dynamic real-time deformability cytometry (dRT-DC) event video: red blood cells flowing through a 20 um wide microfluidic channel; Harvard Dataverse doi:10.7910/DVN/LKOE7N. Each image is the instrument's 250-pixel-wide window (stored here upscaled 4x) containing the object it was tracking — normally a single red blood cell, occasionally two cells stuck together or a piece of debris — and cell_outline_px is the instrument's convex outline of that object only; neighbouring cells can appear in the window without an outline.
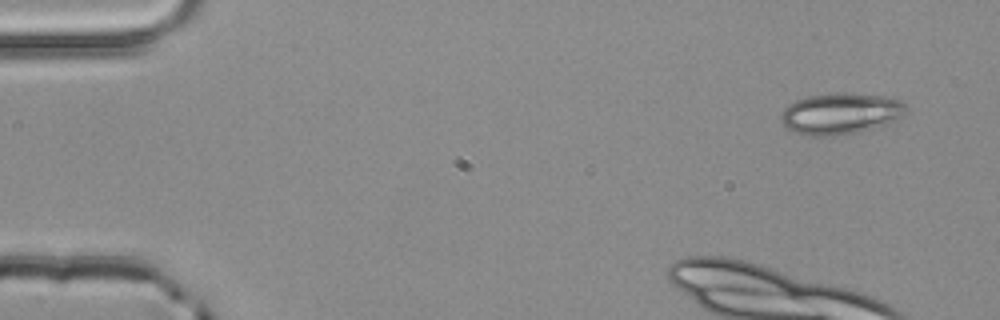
{"species": "common noctule bat (a hibernating species)", "species_latin": "Nyctalus noctula", "temperature_condition": "room temperature", "stored_images_in_passage": 4, "camera_frame_rate_fps": 3000, "um_per_image_px": 0.085, "animal": {"sex": "male", "body_mass_g": 20.4}, "frame": {"image": 1, "passage_image": 1, "time_ms": 0.0, "image_size_px": [1000, 320], "cell_outline_px": [[908, 108], [900, 116], [888, 124], [860, 132], [832, 136], [808, 136], [784, 128], [780, 120], [780, 116], [784, 108], [788, 104], [796, 100], [808, 96], [840, 92], [848, 92], [884, 96], [896, 100], [904, 104]], "centroid_in_image_um": [71.39, 9.66], "position_along_channel_um": 13.6, "area_um2": 30.29}}